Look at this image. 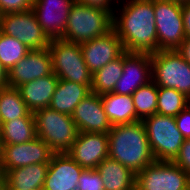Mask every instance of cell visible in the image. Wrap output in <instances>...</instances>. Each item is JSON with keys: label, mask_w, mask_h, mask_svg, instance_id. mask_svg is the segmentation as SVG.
<instances>
[{"label": "cell", "mask_w": 190, "mask_h": 190, "mask_svg": "<svg viewBox=\"0 0 190 190\" xmlns=\"http://www.w3.org/2000/svg\"><path fill=\"white\" fill-rule=\"evenodd\" d=\"M78 132L106 133L112 128L101 101V95L90 93L72 113Z\"/></svg>", "instance_id": "e0dca14e"}, {"label": "cell", "mask_w": 190, "mask_h": 190, "mask_svg": "<svg viewBox=\"0 0 190 190\" xmlns=\"http://www.w3.org/2000/svg\"><path fill=\"white\" fill-rule=\"evenodd\" d=\"M187 107L190 109V95L187 96Z\"/></svg>", "instance_id": "f35d334b"}, {"label": "cell", "mask_w": 190, "mask_h": 190, "mask_svg": "<svg viewBox=\"0 0 190 190\" xmlns=\"http://www.w3.org/2000/svg\"><path fill=\"white\" fill-rule=\"evenodd\" d=\"M131 190H139L138 188H136V186L133 188V189H131Z\"/></svg>", "instance_id": "ee69618b"}, {"label": "cell", "mask_w": 190, "mask_h": 190, "mask_svg": "<svg viewBox=\"0 0 190 190\" xmlns=\"http://www.w3.org/2000/svg\"><path fill=\"white\" fill-rule=\"evenodd\" d=\"M149 146L156 161H173L185 140L175 117L153 114L142 120Z\"/></svg>", "instance_id": "8992f818"}, {"label": "cell", "mask_w": 190, "mask_h": 190, "mask_svg": "<svg viewBox=\"0 0 190 190\" xmlns=\"http://www.w3.org/2000/svg\"><path fill=\"white\" fill-rule=\"evenodd\" d=\"M1 151H2V146H1V141H0V160H1Z\"/></svg>", "instance_id": "b9f144b4"}, {"label": "cell", "mask_w": 190, "mask_h": 190, "mask_svg": "<svg viewBox=\"0 0 190 190\" xmlns=\"http://www.w3.org/2000/svg\"><path fill=\"white\" fill-rule=\"evenodd\" d=\"M151 72L157 87L174 88L190 95V64L176 50L152 53Z\"/></svg>", "instance_id": "52a82bcc"}, {"label": "cell", "mask_w": 190, "mask_h": 190, "mask_svg": "<svg viewBox=\"0 0 190 190\" xmlns=\"http://www.w3.org/2000/svg\"><path fill=\"white\" fill-rule=\"evenodd\" d=\"M132 98L136 110L137 121H142L143 119L156 114L158 87L152 80L139 87L132 94Z\"/></svg>", "instance_id": "4316f807"}, {"label": "cell", "mask_w": 190, "mask_h": 190, "mask_svg": "<svg viewBox=\"0 0 190 190\" xmlns=\"http://www.w3.org/2000/svg\"><path fill=\"white\" fill-rule=\"evenodd\" d=\"M36 137L35 118H16L0 125L1 145L26 143Z\"/></svg>", "instance_id": "cb8c5ba5"}, {"label": "cell", "mask_w": 190, "mask_h": 190, "mask_svg": "<svg viewBox=\"0 0 190 190\" xmlns=\"http://www.w3.org/2000/svg\"><path fill=\"white\" fill-rule=\"evenodd\" d=\"M76 0H34L32 10L47 37L62 39L70 8Z\"/></svg>", "instance_id": "9a60e30c"}, {"label": "cell", "mask_w": 190, "mask_h": 190, "mask_svg": "<svg viewBox=\"0 0 190 190\" xmlns=\"http://www.w3.org/2000/svg\"><path fill=\"white\" fill-rule=\"evenodd\" d=\"M80 47L84 61L92 74L126 52L114 29L103 36L81 43Z\"/></svg>", "instance_id": "7c38bea8"}, {"label": "cell", "mask_w": 190, "mask_h": 190, "mask_svg": "<svg viewBox=\"0 0 190 190\" xmlns=\"http://www.w3.org/2000/svg\"><path fill=\"white\" fill-rule=\"evenodd\" d=\"M0 188L1 190H20V189L9 186L4 180H2Z\"/></svg>", "instance_id": "74e56055"}, {"label": "cell", "mask_w": 190, "mask_h": 190, "mask_svg": "<svg viewBox=\"0 0 190 190\" xmlns=\"http://www.w3.org/2000/svg\"><path fill=\"white\" fill-rule=\"evenodd\" d=\"M2 180H3V175H2V172H1V168H0V186H1Z\"/></svg>", "instance_id": "60d3db41"}, {"label": "cell", "mask_w": 190, "mask_h": 190, "mask_svg": "<svg viewBox=\"0 0 190 190\" xmlns=\"http://www.w3.org/2000/svg\"><path fill=\"white\" fill-rule=\"evenodd\" d=\"M53 73L49 48L31 50L8 71V85L18 88L24 83Z\"/></svg>", "instance_id": "2e32d148"}, {"label": "cell", "mask_w": 190, "mask_h": 190, "mask_svg": "<svg viewBox=\"0 0 190 190\" xmlns=\"http://www.w3.org/2000/svg\"><path fill=\"white\" fill-rule=\"evenodd\" d=\"M90 93L91 90L86 85L59 79L49 108L72 115L75 107Z\"/></svg>", "instance_id": "ffe728a7"}, {"label": "cell", "mask_w": 190, "mask_h": 190, "mask_svg": "<svg viewBox=\"0 0 190 190\" xmlns=\"http://www.w3.org/2000/svg\"><path fill=\"white\" fill-rule=\"evenodd\" d=\"M182 5L172 0H154L157 51L176 50L185 40Z\"/></svg>", "instance_id": "ba28073f"}, {"label": "cell", "mask_w": 190, "mask_h": 190, "mask_svg": "<svg viewBox=\"0 0 190 190\" xmlns=\"http://www.w3.org/2000/svg\"><path fill=\"white\" fill-rule=\"evenodd\" d=\"M108 134L78 132L67 154L82 168L96 169L108 157Z\"/></svg>", "instance_id": "4fadbf2b"}, {"label": "cell", "mask_w": 190, "mask_h": 190, "mask_svg": "<svg viewBox=\"0 0 190 190\" xmlns=\"http://www.w3.org/2000/svg\"><path fill=\"white\" fill-rule=\"evenodd\" d=\"M187 107V96L174 88L158 87V104L156 114L177 116Z\"/></svg>", "instance_id": "83f0119b"}, {"label": "cell", "mask_w": 190, "mask_h": 190, "mask_svg": "<svg viewBox=\"0 0 190 190\" xmlns=\"http://www.w3.org/2000/svg\"><path fill=\"white\" fill-rule=\"evenodd\" d=\"M120 8V9H119ZM117 7L113 15V29L126 52H157L154 0H130Z\"/></svg>", "instance_id": "6da1fadb"}, {"label": "cell", "mask_w": 190, "mask_h": 190, "mask_svg": "<svg viewBox=\"0 0 190 190\" xmlns=\"http://www.w3.org/2000/svg\"><path fill=\"white\" fill-rule=\"evenodd\" d=\"M101 101L112 126L137 122L132 95L105 93L101 95Z\"/></svg>", "instance_id": "603a6c76"}, {"label": "cell", "mask_w": 190, "mask_h": 190, "mask_svg": "<svg viewBox=\"0 0 190 190\" xmlns=\"http://www.w3.org/2000/svg\"><path fill=\"white\" fill-rule=\"evenodd\" d=\"M1 146L0 168L2 175L18 167L49 164L54 154L52 149L38 137L26 143Z\"/></svg>", "instance_id": "8fae6325"}, {"label": "cell", "mask_w": 190, "mask_h": 190, "mask_svg": "<svg viewBox=\"0 0 190 190\" xmlns=\"http://www.w3.org/2000/svg\"><path fill=\"white\" fill-rule=\"evenodd\" d=\"M49 164H33L7 171L3 180L20 190H43Z\"/></svg>", "instance_id": "7402d4cb"}, {"label": "cell", "mask_w": 190, "mask_h": 190, "mask_svg": "<svg viewBox=\"0 0 190 190\" xmlns=\"http://www.w3.org/2000/svg\"><path fill=\"white\" fill-rule=\"evenodd\" d=\"M172 1L180 2V3H186V2H189L190 0H172Z\"/></svg>", "instance_id": "ab89813d"}, {"label": "cell", "mask_w": 190, "mask_h": 190, "mask_svg": "<svg viewBox=\"0 0 190 190\" xmlns=\"http://www.w3.org/2000/svg\"><path fill=\"white\" fill-rule=\"evenodd\" d=\"M104 182V190H131L136 174L118 161L107 157L96 168Z\"/></svg>", "instance_id": "44dd1931"}, {"label": "cell", "mask_w": 190, "mask_h": 190, "mask_svg": "<svg viewBox=\"0 0 190 190\" xmlns=\"http://www.w3.org/2000/svg\"><path fill=\"white\" fill-rule=\"evenodd\" d=\"M78 190H104V182L96 169H84L78 179Z\"/></svg>", "instance_id": "f546056e"}, {"label": "cell", "mask_w": 190, "mask_h": 190, "mask_svg": "<svg viewBox=\"0 0 190 190\" xmlns=\"http://www.w3.org/2000/svg\"><path fill=\"white\" fill-rule=\"evenodd\" d=\"M182 14L184 20V29L186 37H190V1L183 3Z\"/></svg>", "instance_id": "e575fe53"}, {"label": "cell", "mask_w": 190, "mask_h": 190, "mask_svg": "<svg viewBox=\"0 0 190 190\" xmlns=\"http://www.w3.org/2000/svg\"><path fill=\"white\" fill-rule=\"evenodd\" d=\"M48 48L53 73L59 79L86 85L91 90L93 74L84 61L80 44L52 39Z\"/></svg>", "instance_id": "5b68a950"}, {"label": "cell", "mask_w": 190, "mask_h": 190, "mask_svg": "<svg viewBox=\"0 0 190 190\" xmlns=\"http://www.w3.org/2000/svg\"><path fill=\"white\" fill-rule=\"evenodd\" d=\"M83 170L67 153H54L43 190H78V179Z\"/></svg>", "instance_id": "ac0fdd59"}, {"label": "cell", "mask_w": 190, "mask_h": 190, "mask_svg": "<svg viewBox=\"0 0 190 190\" xmlns=\"http://www.w3.org/2000/svg\"><path fill=\"white\" fill-rule=\"evenodd\" d=\"M16 118H35L28 109L18 88L0 89V125Z\"/></svg>", "instance_id": "d4e9b609"}, {"label": "cell", "mask_w": 190, "mask_h": 190, "mask_svg": "<svg viewBox=\"0 0 190 190\" xmlns=\"http://www.w3.org/2000/svg\"><path fill=\"white\" fill-rule=\"evenodd\" d=\"M173 162L190 175V138L185 139Z\"/></svg>", "instance_id": "1f68e13d"}, {"label": "cell", "mask_w": 190, "mask_h": 190, "mask_svg": "<svg viewBox=\"0 0 190 190\" xmlns=\"http://www.w3.org/2000/svg\"><path fill=\"white\" fill-rule=\"evenodd\" d=\"M113 29V15L101 8L75 1L69 11L62 40L81 44Z\"/></svg>", "instance_id": "3957f363"}, {"label": "cell", "mask_w": 190, "mask_h": 190, "mask_svg": "<svg viewBox=\"0 0 190 190\" xmlns=\"http://www.w3.org/2000/svg\"><path fill=\"white\" fill-rule=\"evenodd\" d=\"M175 122L178 130L184 136L185 139L190 138V109L184 108L177 116H175Z\"/></svg>", "instance_id": "d6a6232c"}, {"label": "cell", "mask_w": 190, "mask_h": 190, "mask_svg": "<svg viewBox=\"0 0 190 190\" xmlns=\"http://www.w3.org/2000/svg\"><path fill=\"white\" fill-rule=\"evenodd\" d=\"M59 78L54 74L35 79L18 87L28 109L34 113L50 105Z\"/></svg>", "instance_id": "d6986e66"}, {"label": "cell", "mask_w": 190, "mask_h": 190, "mask_svg": "<svg viewBox=\"0 0 190 190\" xmlns=\"http://www.w3.org/2000/svg\"><path fill=\"white\" fill-rule=\"evenodd\" d=\"M151 80V54L125 52L122 76L117 81L113 92L132 95L139 87Z\"/></svg>", "instance_id": "5bb4252c"}, {"label": "cell", "mask_w": 190, "mask_h": 190, "mask_svg": "<svg viewBox=\"0 0 190 190\" xmlns=\"http://www.w3.org/2000/svg\"><path fill=\"white\" fill-rule=\"evenodd\" d=\"M113 2H114V0H112ZM116 1V0H115ZM124 1V0H123ZM126 1H130V0H126ZM117 2H118V4H119V2H120V0H117Z\"/></svg>", "instance_id": "7bdbcfd3"}, {"label": "cell", "mask_w": 190, "mask_h": 190, "mask_svg": "<svg viewBox=\"0 0 190 190\" xmlns=\"http://www.w3.org/2000/svg\"><path fill=\"white\" fill-rule=\"evenodd\" d=\"M30 51L31 49L17 38L6 35L0 31V62L7 71Z\"/></svg>", "instance_id": "f1b7e54d"}, {"label": "cell", "mask_w": 190, "mask_h": 190, "mask_svg": "<svg viewBox=\"0 0 190 190\" xmlns=\"http://www.w3.org/2000/svg\"><path fill=\"white\" fill-rule=\"evenodd\" d=\"M0 31L17 38L31 50L45 49L50 44L32 9L0 15Z\"/></svg>", "instance_id": "30bf717a"}, {"label": "cell", "mask_w": 190, "mask_h": 190, "mask_svg": "<svg viewBox=\"0 0 190 190\" xmlns=\"http://www.w3.org/2000/svg\"><path fill=\"white\" fill-rule=\"evenodd\" d=\"M139 190H189L190 175L173 161H154L136 174Z\"/></svg>", "instance_id": "9c48e42d"}, {"label": "cell", "mask_w": 190, "mask_h": 190, "mask_svg": "<svg viewBox=\"0 0 190 190\" xmlns=\"http://www.w3.org/2000/svg\"><path fill=\"white\" fill-rule=\"evenodd\" d=\"M34 0H0V15L32 9Z\"/></svg>", "instance_id": "4dcf8cb0"}, {"label": "cell", "mask_w": 190, "mask_h": 190, "mask_svg": "<svg viewBox=\"0 0 190 190\" xmlns=\"http://www.w3.org/2000/svg\"><path fill=\"white\" fill-rule=\"evenodd\" d=\"M176 51L190 64V37H186Z\"/></svg>", "instance_id": "d590c367"}, {"label": "cell", "mask_w": 190, "mask_h": 190, "mask_svg": "<svg viewBox=\"0 0 190 190\" xmlns=\"http://www.w3.org/2000/svg\"><path fill=\"white\" fill-rule=\"evenodd\" d=\"M8 85V71L0 62V89L5 88Z\"/></svg>", "instance_id": "8d00e7d4"}, {"label": "cell", "mask_w": 190, "mask_h": 190, "mask_svg": "<svg viewBox=\"0 0 190 190\" xmlns=\"http://www.w3.org/2000/svg\"><path fill=\"white\" fill-rule=\"evenodd\" d=\"M108 157L137 174L155 161L142 121L112 126Z\"/></svg>", "instance_id": "7a4b0ae2"}, {"label": "cell", "mask_w": 190, "mask_h": 190, "mask_svg": "<svg viewBox=\"0 0 190 190\" xmlns=\"http://www.w3.org/2000/svg\"><path fill=\"white\" fill-rule=\"evenodd\" d=\"M123 66L124 54L93 73L91 92L99 95L113 92L122 76Z\"/></svg>", "instance_id": "484cf974"}, {"label": "cell", "mask_w": 190, "mask_h": 190, "mask_svg": "<svg viewBox=\"0 0 190 190\" xmlns=\"http://www.w3.org/2000/svg\"><path fill=\"white\" fill-rule=\"evenodd\" d=\"M37 137L54 153H67L75 142L78 129L71 115L41 108L34 113Z\"/></svg>", "instance_id": "277c9868"}, {"label": "cell", "mask_w": 190, "mask_h": 190, "mask_svg": "<svg viewBox=\"0 0 190 190\" xmlns=\"http://www.w3.org/2000/svg\"><path fill=\"white\" fill-rule=\"evenodd\" d=\"M80 4H84L91 7H97L104 9L114 15L116 11L113 9V1L112 0H76Z\"/></svg>", "instance_id": "836d02e7"}]
</instances>
